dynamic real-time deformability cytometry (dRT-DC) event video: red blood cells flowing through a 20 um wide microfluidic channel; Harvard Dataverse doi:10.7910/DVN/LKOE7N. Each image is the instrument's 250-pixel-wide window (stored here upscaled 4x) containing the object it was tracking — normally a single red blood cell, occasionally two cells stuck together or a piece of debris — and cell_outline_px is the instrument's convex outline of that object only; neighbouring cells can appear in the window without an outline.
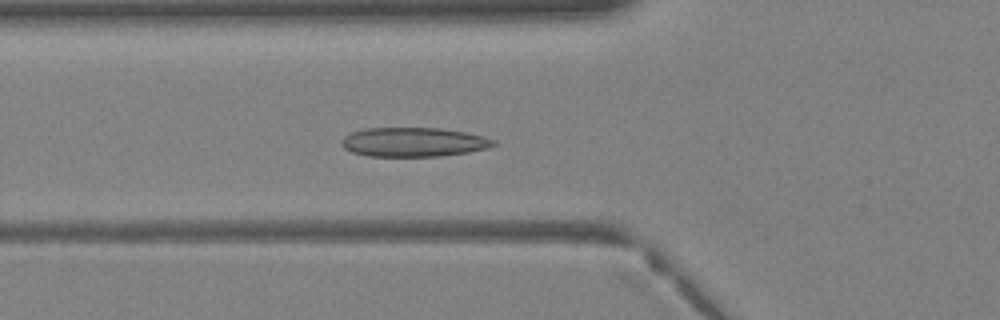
{"species": "Egyptian fruit bat (a non-hibernating species)", "species_latin": "Rousettus aegyptiacus", "temperature_condition": "warm", "stored_images_in_passage": 40, "camera_frame_rate_fps": 3000, "um_per_image_px": 0.085, "animal": {"sex": "female"}, "frame": {"image": 1, "passage_image": 15, "time_ms": 4.667, "image_size_px": [1000, 320], "cell_outline_px": [[496, 144], [488, 148], [468, 152], [440, 156], [368, 156], [352, 152], [344, 148], [340, 144], [340, 140], [344, 136], [352, 132], [368, 128], [440, 128], [468, 132], [484, 136], [496, 140]], "centroid_in_image_um": [35.17, 12.07], "position_along_channel_um": 90.6, "area_um2": 26.01}}
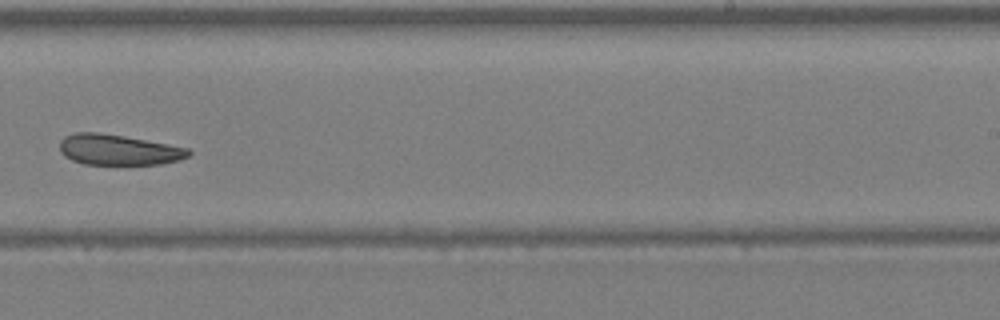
{"frame": {"image": 2, "passage_image": 26, "time_ms": 8.333, "image_size_px": [1000, 320], "cell_outline_px": [[192, 152], [188, 156], [180, 160], [160, 164], [128, 168], [84, 164], [72, 160], [64, 156], [60, 152], [60, 140], [64, 136], [76, 132], [100, 132], [124, 136], [168, 144], [188, 148]], "centroid_in_image_um": [10.07, 12.79], "position_along_channel_um": 278.9, "area_um2": 24.1}}
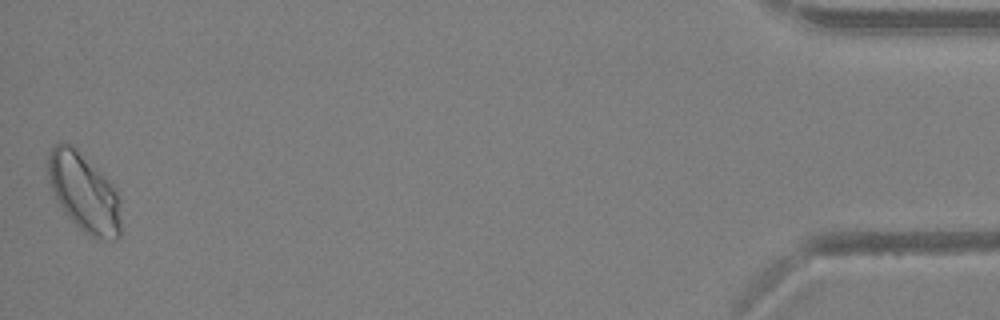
{"frame": {"image": 3, "passage_image": 40, "time_ms": 13.0, "image_size_px": [1000, 320], "cell_outline_px": [[120, 236], [116, 240], [92, 236], [84, 232], [64, 212], [52, 196], [48, 180], [48, 156], [52, 148], [60, 140], [72, 144], [112, 184], [120, 200]], "centroid_in_image_um": [7.11, 16.34], "position_along_channel_um": 428.1, "area_um2": 33.35}}